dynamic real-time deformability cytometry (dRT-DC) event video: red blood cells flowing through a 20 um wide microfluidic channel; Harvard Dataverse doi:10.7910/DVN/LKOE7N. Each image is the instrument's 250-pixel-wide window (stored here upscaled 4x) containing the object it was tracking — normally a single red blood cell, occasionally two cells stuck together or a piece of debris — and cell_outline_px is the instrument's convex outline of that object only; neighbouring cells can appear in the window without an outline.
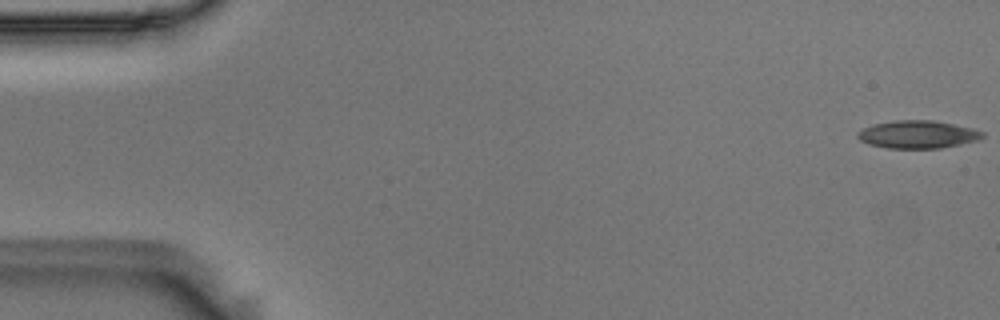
{"species": "Egyptian fruit bat (a non-hibernating species)", "species_latin": "Rousettus aegyptiacus", "temperature_condition": "room temperature", "stored_images_in_passage": 56, "camera_frame_rate_fps": 3000, "um_per_image_px": 0.085, "animal": {"sex": "male"}, "frame": {"image": 1, "passage_image": 1, "time_ms": 0.0, "image_size_px": [1000, 320], "cell_outline_px": [[984, 136], [980, 140], [940, 148], [888, 148], [868, 144], [860, 140], [856, 136], [856, 132], [872, 124], [896, 120], [932, 120], [972, 128], [984, 132]], "centroid_in_image_um": [77.99, 11.43], "position_along_channel_um": 7.0, "area_um2": 20.23}}
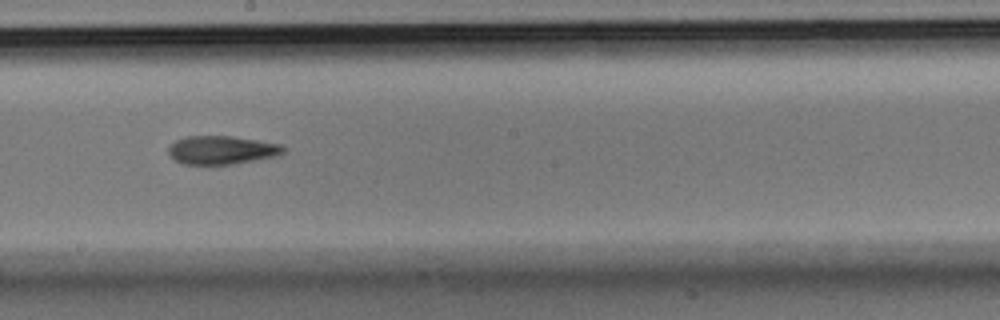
{"frame": {"image": 2, "passage_image": 31, "time_ms": 10.0, "image_size_px": [1000, 320], "cell_outline_px": [[288, 148], [280, 156], [232, 164], [184, 164], [168, 156], [168, 148], [176, 140], [184, 136], [232, 136], [280, 144]], "centroid_in_image_um": [18.87, 12.75], "position_along_channel_um": 229.3, "area_um2": 19.19}}
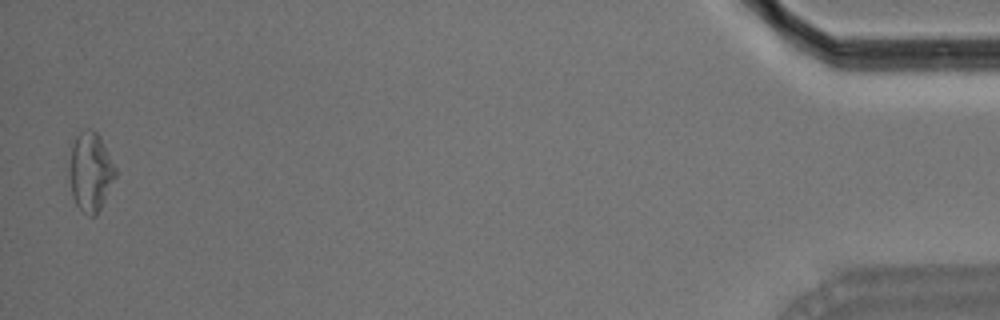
{"frame": {"image": 3, "passage_image": 55, "time_ms": 18.0, "image_size_px": [1000, 320], "cell_outline_px": [[116, 176], [96, 216], [88, 216], [76, 204], [72, 196], [68, 176], [68, 172], [72, 144], [76, 136], [84, 128], [92, 128], [100, 136], [116, 168]], "centroid_in_image_um": [7.67, 14.58], "position_along_channel_um": 427.5, "area_um2": 21.33}, "authors_computed_cell_mechanics": {"area_um2": 19.7387, "velocity_mm_per_s": 3.6068, "shape_relaxation_time_tau1_ms": 8.0336, "shape_relaxation_time_tau2_ms": 5.9401, "deformation_change_tau1": 0.1821, "deformation_change_tau2": 0.1628}}